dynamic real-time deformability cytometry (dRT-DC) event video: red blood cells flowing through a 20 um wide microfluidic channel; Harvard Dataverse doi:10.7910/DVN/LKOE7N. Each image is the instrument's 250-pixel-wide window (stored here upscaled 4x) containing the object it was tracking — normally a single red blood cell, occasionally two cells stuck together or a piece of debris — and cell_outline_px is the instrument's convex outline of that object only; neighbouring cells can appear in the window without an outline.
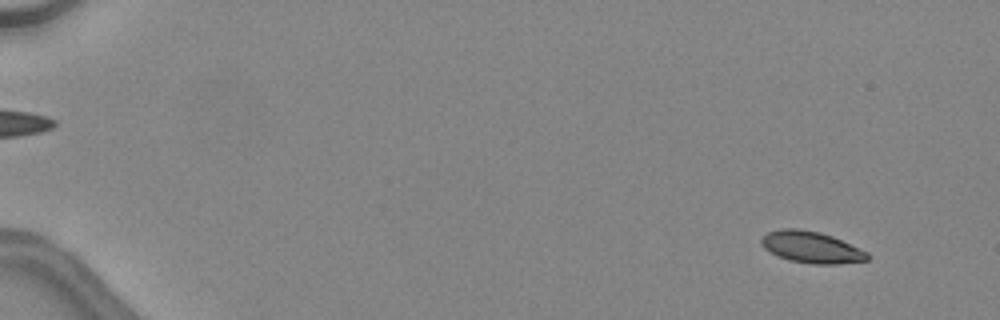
{"species": "common noctule bat (a hibernating species)", "species_latin": "Nyctalus noctula", "temperature_condition": "warm", "stored_images_in_passage": 5, "camera_frame_rate_fps": 3000, "um_per_image_px": 0.085, "animal": {"sex": "female", "body_mass_g": 24.6, "forearm_length_mm": 56.2}, "frame": {"image": 1, "passage_image": 3, "time_ms": 0.667, "image_size_px": [1000, 320], "cell_outline_px": [[872, 256], [868, 260], [840, 264], [816, 264], [788, 260], [776, 256], [764, 248], [760, 244], [760, 240], [768, 232], [780, 228], [796, 228], [820, 232], [832, 236], [868, 252]], "centroid_in_image_um": [68.97, 21.02], "position_along_channel_um": 16.0, "area_um2": 19.65}}